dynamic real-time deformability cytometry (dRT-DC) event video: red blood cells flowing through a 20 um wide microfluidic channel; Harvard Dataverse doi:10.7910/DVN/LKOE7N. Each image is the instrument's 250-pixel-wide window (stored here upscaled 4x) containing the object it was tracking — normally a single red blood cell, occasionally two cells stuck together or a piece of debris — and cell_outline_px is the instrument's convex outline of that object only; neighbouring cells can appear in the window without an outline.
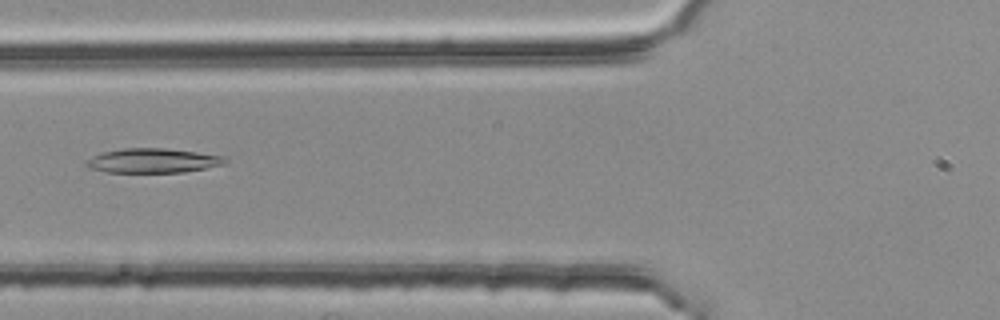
{"species": "common noctule bat (a hibernating species)", "species_latin": "Nyctalus noctula", "temperature_condition": "room temperature", "stored_images_in_passage": 4, "camera_frame_rate_fps": 3000, "um_per_image_px": 0.085, "animal": {"sex": "female", "body_mass_g": 25.1}, "frame": {"image": 1, "passage_image": 4, "time_ms": 1.0, "image_size_px": [1000, 320], "cell_outline_px": [[228, 160], [220, 164], [204, 168], [184, 172], [108, 172], [92, 168], [84, 164], [84, 160], [92, 156], [104, 152], [124, 148], [164, 148], [228, 156]], "centroid_in_image_um": [12.98, 13.64], "position_along_channel_um": 112.8, "area_um2": 19.59}}